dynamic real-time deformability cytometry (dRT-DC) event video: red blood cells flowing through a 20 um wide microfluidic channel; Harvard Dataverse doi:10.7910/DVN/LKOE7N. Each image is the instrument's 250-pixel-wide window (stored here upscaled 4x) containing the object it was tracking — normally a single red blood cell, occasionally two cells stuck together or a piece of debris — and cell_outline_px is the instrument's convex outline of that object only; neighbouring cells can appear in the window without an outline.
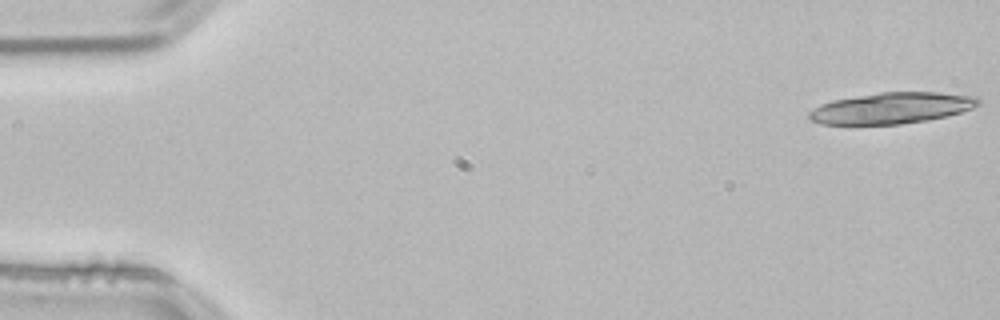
{"species": "common noctule bat (a hibernating species)", "species_latin": "Nyctalus noctula", "temperature_condition": "room temperature", "stored_images_in_passage": 4, "camera_frame_rate_fps": 3000, "um_per_image_px": 0.085, "animal": {"sex": "male", "body_mass_g": 21.5, "forearm_length_mm": 52.0}, "frame": {"image": 1, "passage_image": 1, "time_ms": 0.0, "image_size_px": [1000, 320], "cell_outline_px": [[980, 104], [972, 108], [960, 112], [928, 120], [900, 124], [820, 124], [812, 120], [808, 116], [808, 112], [820, 104], [832, 100], [880, 92], [940, 92], [980, 96]], "centroid_in_image_um": [75.81, 9.17], "position_along_channel_um": 9.2, "area_um2": 30.75}}